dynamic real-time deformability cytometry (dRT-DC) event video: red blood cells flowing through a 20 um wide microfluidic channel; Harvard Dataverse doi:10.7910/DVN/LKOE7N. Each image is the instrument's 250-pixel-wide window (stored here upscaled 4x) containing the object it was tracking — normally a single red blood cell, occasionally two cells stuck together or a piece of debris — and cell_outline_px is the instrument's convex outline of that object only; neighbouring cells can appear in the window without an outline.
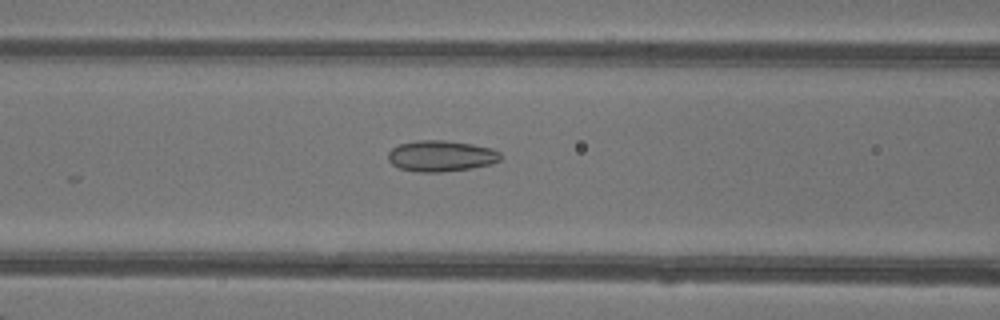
{"species": "common noctule bat (a hibernating species)", "species_latin": "Nyctalus noctula", "temperature_condition": "warm", "stored_images_in_passage": 15, "camera_frame_rate_fps": 3000, "um_per_image_px": 0.085, "animal": {"sex": "female"}, "frame": {"image": 1, "passage_image": 12, "time_ms": 3.667, "image_size_px": [1000, 320], "cell_outline_px": [[500, 160], [488, 164], [472, 168], [440, 172], [420, 172], [400, 168], [392, 164], [388, 160], [388, 152], [392, 148], [400, 144], [416, 140], [444, 140], [472, 144], [492, 148], [500, 152]], "centroid_in_image_um": [37.47, 13.25], "position_along_channel_um": 129.1, "area_um2": 20.23}}
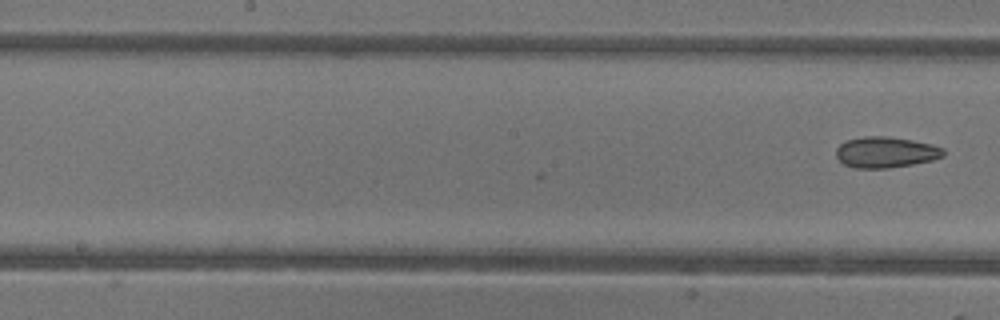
{"frame": {"image": 2, "passage_image": 15, "time_ms": 4.667, "image_size_px": [1000, 320], "cell_outline_px": [[944, 156], [932, 160], [912, 164], [888, 168], [856, 168], [844, 164], [836, 156], [836, 148], [844, 140], [864, 136], [884, 136], [912, 140], [932, 144], [944, 148]], "centroid_in_image_um": [75.27, 12.93], "position_along_channel_um": 172.9, "area_um2": 19.36}}